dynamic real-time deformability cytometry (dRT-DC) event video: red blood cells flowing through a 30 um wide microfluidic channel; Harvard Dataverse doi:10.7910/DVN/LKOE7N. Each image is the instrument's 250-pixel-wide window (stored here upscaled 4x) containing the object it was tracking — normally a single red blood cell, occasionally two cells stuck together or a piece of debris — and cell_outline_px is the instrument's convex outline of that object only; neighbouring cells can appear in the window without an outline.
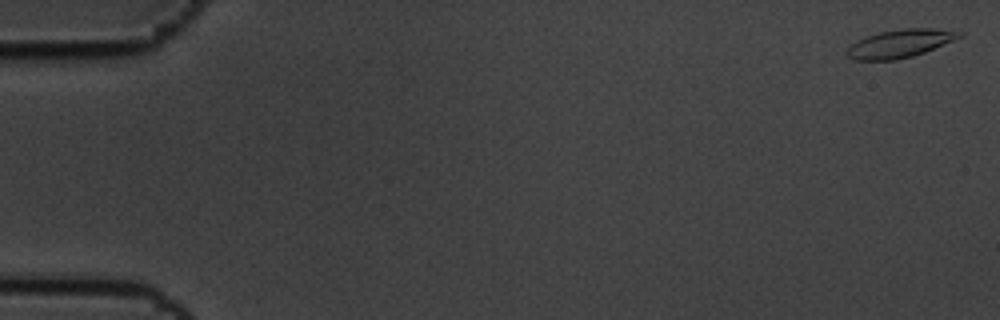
{"species": "common noctule bat (a hibernating species)", "species_latin": "Nyctalus noctula", "temperature_condition": "cold", "stored_images_in_passage": 5, "camera_frame_rate_fps": 3000, "um_per_image_px": 0.085, "animal": {"sex": "male", "body_mass_g": 19.5, "forearm_length_mm": 54.6}, "frame": {"image": 1, "passage_image": 1, "time_ms": 0.0, "image_size_px": [1000, 320], "cell_outline_px": [[964, 36], [924, 52], [912, 56], [896, 60], [852, 60], [848, 56], [848, 48], [856, 40], [880, 32], [904, 28], [932, 28], [964, 32]], "centroid_in_image_um": [76.52, 3.7], "position_along_channel_um": 8.5, "area_um2": 18.26}}